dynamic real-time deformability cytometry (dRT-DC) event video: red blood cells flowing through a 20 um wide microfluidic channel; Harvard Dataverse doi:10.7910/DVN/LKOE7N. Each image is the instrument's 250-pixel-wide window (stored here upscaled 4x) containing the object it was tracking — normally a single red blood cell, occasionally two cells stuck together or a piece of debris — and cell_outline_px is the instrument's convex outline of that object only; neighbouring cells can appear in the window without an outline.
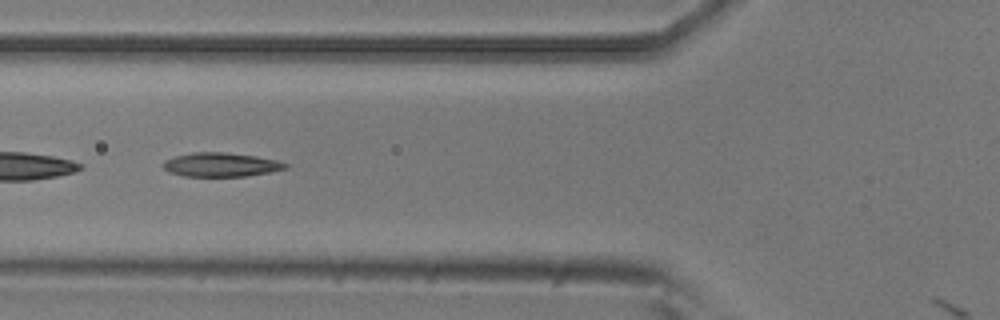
{"species": "common noctule bat (a hibernating species)", "species_latin": "Nyctalus noctula", "temperature_condition": "room temperature", "stored_images_in_passage": 45, "camera_frame_rate_fps": 3000, "um_per_image_px": 0.085, "animal": {"sex": "male", "body_mass_g": 20.5, "forearm_length_mm": 52.5}, "frame": {"image": 1, "passage_image": 20, "time_ms": 6.333, "image_size_px": [1000, 320], "cell_outline_px": [[288, 168], [268, 172], [244, 176], [184, 176], [168, 172], [164, 168], [164, 160], [176, 156], [192, 152], [224, 152], [256, 156], [276, 160], [288, 164]], "centroid_in_image_um": [18.76, 13.99], "position_along_channel_um": 107.0, "area_um2": 16.94}, "authors_computed_cell_mechanics": {"area_um2": 17.2822, "velocity_mm_per_s": 3.7403, "shape_relaxation_time_tau1_ms": 4.7011, "shape_relaxation_time_tau2_ms": 2.7378, "deformation_change_tau1": 0.1702, "deformation_change_tau2": 0.0938}}